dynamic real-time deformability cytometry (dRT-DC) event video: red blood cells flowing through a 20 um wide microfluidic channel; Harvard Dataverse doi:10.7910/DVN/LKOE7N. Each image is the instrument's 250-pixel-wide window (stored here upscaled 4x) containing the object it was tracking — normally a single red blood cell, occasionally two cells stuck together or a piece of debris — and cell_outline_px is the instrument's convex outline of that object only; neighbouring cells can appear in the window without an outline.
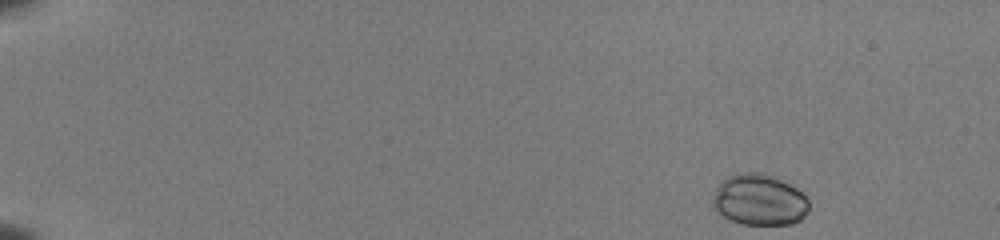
{"species": "common noctule bat (a hibernating species)", "species_latin": "Nyctalus noctula", "temperature_condition": "room temperature", "stored_images_in_passage": 48, "camera_frame_rate_fps": 3000, "um_per_image_px": 0.085, "animal": {"sex": "female", "body_mass_g": 22.0, "forearm_length_mm": 56.7}, "frame": {"image": 1, "passage_image": 1, "time_ms": 0.0, "image_size_px": [1000, 240], "cell_outline_px": [[808, 212], [800, 220], [792, 224], [740, 224], [716, 212], [712, 208], [712, 196], [716, 188], [728, 176], [744, 172], [760, 172], [780, 176], [796, 188], [808, 200]], "centroid_in_image_um": [64.54, 16.97], "position_along_channel_um": 20.5, "area_um2": 29.02}}
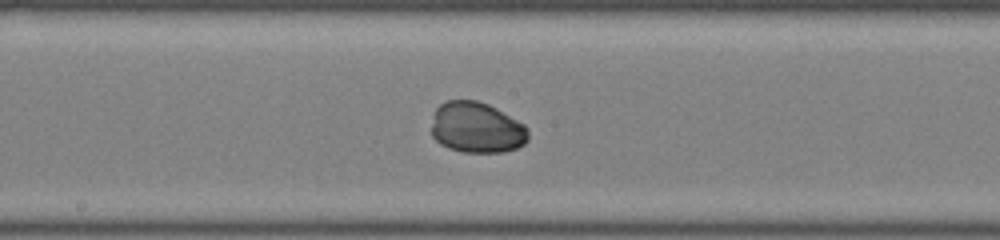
{"frame": {"image": 2, "passage_image": 26, "time_ms": 8.333, "image_size_px": [1000, 240], "cell_outline_px": [[528, 140], [524, 144], [516, 148], [504, 152], [464, 152], [448, 148], [440, 144], [432, 136], [432, 124], [436, 108], [440, 104], [448, 100], [476, 100], [488, 104], [496, 108], [524, 124], [528, 128]], "centroid_in_image_um": [40.52, 10.85], "position_along_channel_um": 207.7, "area_um2": 28.73}}
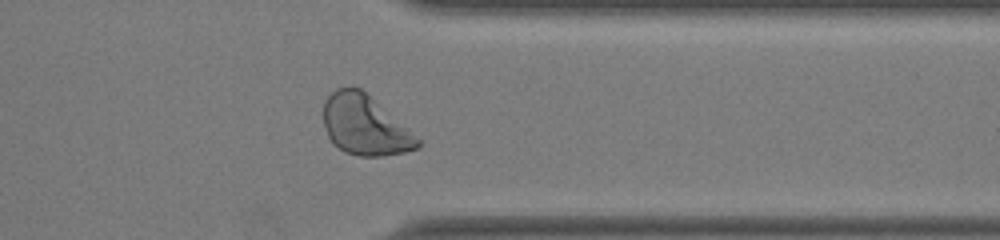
{"frame": {"image": 3, "passage_image": 39, "time_ms": 12.667, "image_size_px": [1000, 240], "cell_outline_px": [[420, 148], [404, 152], [380, 156], [360, 156], [344, 152], [332, 144], [328, 136], [324, 124], [324, 100], [336, 88], [360, 88], [420, 140]], "centroid_in_image_um": [30.97, 10.67], "position_along_channel_um": 380.4, "area_um2": 32.19}, "authors_computed_cell_mechanics": {"area_um2": 29.3335, "velocity_mm_per_s": 3.9913, "shape_relaxation_time_tau1_ms": 1.9705, "shape_relaxation_time_tau2_ms": 5.1372, "deformation_change_tau1": 0.1029, "deformation_change_tau2": 0.0659}}